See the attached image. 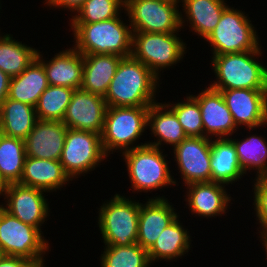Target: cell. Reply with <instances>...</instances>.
<instances>
[{
  "label": "cell",
  "instance_id": "1",
  "mask_svg": "<svg viewBox=\"0 0 267 267\" xmlns=\"http://www.w3.org/2000/svg\"><path fill=\"white\" fill-rule=\"evenodd\" d=\"M158 80L141 61L122 58L104 96L107 107H150L157 102Z\"/></svg>",
  "mask_w": 267,
  "mask_h": 267
},
{
  "label": "cell",
  "instance_id": "2",
  "mask_svg": "<svg viewBox=\"0 0 267 267\" xmlns=\"http://www.w3.org/2000/svg\"><path fill=\"white\" fill-rule=\"evenodd\" d=\"M261 51L260 47L258 50L213 55L211 66L217 80L209 87L219 92L231 89L267 90V68L258 61L263 53Z\"/></svg>",
  "mask_w": 267,
  "mask_h": 267
},
{
  "label": "cell",
  "instance_id": "3",
  "mask_svg": "<svg viewBox=\"0 0 267 267\" xmlns=\"http://www.w3.org/2000/svg\"><path fill=\"white\" fill-rule=\"evenodd\" d=\"M115 18L94 23H71L74 48L83 55L115 54L129 57L132 53V29Z\"/></svg>",
  "mask_w": 267,
  "mask_h": 267
},
{
  "label": "cell",
  "instance_id": "4",
  "mask_svg": "<svg viewBox=\"0 0 267 267\" xmlns=\"http://www.w3.org/2000/svg\"><path fill=\"white\" fill-rule=\"evenodd\" d=\"M149 107H107L104 117V127L101 133L102 147L107 156L114 150L122 153L147 145L141 143L135 146L148 127ZM132 146V147H131Z\"/></svg>",
  "mask_w": 267,
  "mask_h": 267
},
{
  "label": "cell",
  "instance_id": "5",
  "mask_svg": "<svg viewBox=\"0 0 267 267\" xmlns=\"http://www.w3.org/2000/svg\"><path fill=\"white\" fill-rule=\"evenodd\" d=\"M132 189L148 192L168 185H176L161 148L145 145L122 153ZM175 180V181H174Z\"/></svg>",
  "mask_w": 267,
  "mask_h": 267
},
{
  "label": "cell",
  "instance_id": "6",
  "mask_svg": "<svg viewBox=\"0 0 267 267\" xmlns=\"http://www.w3.org/2000/svg\"><path fill=\"white\" fill-rule=\"evenodd\" d=\"M140 203L120 194L99 208L98 224L105 245L128 246L137 243Z\"/></svg>",
  "mask_w": 267,
  "mask_h": 267
},
{
  "label": "cell",
  "instance_id": "7",
  "mask_svg": "<svg viewBox=\"0 0 267 267\" xmlns=\"http://www.w3.org/2000/svg\"><path fill=\"white\" fill-rule=\"evenodd\" d=\"M42 234L38 228L23 223L0 205V247L5 256L26 258L38 267H44L43 257L50 245Z\"/></svg>",
  "mask_w": 267,
  "mask_h": 267
},
{
  "label": "cell",
  "instance_id": "8",
  "mask_svg": "<svg viewBox=\"0 0 267 267\" xmlns=\"http://www.w3.org/2000/svg\"><path fill=\"white\" fill-rule=\"evenodd\" d=\"M245 12L227 6L215 29L205 39L213 48L212 55L258 50V34Z\"/></svg>",
  "mask_w": 267,
  "mask_h": 267
},
{
  "label": "cell",
  "instance_id": "9",
  "mask_svg": "<svg viewBox=\"0 0 267 267\" xmlns=\"http://www.w3.org/2000/svg\"><path fill=\"white\" fill-rule=\"evenodd\" d=\"M175 33L178 35V32H133L131 56L160 78V71L177 64L186 53V43Z\"/></svg>",
  "mask_w": 267,
  "mask_h": 267
},
{
  "label": "cell",
  "instance_id": "10",
  "mask_svg": "<svg viewBox=\"0 0 267 267\" xmlns=\"http://www.w3.org/2000/svg\"><path fill=\"white\" fill-rule=\"evenodd\" d=\"M179 1L176 0H125V11L132 32H180Z\"/></svg>",
  "mask_w": 267,
  "mask_h": 267
},
{
  "label": "cell",
  "instance_id": "11",
  "mask_svg": "<svg viewBox=\"0 0 267 267\" xmlns=\"http://www.w3.org/2000/svg\"><path fill=\"white\" fill-rule=\"evenodd\" d=\"M106 157L101 134L68 128L60 163L71 180L94 170Z\"/></svg>",
  "mask_w": 267,
  "mask_h": 267
},
{
  "label": "cell",
  "instance_id": "12",
  "mask_svg": "<svg viewBox=\"0 0 267 267\" xmlns=\"http://www.w3.org/2000/svg\"><path fill=\"white\" fill-rule=\"evenodd\" d=\"M211 138L187 136L174 147L183 184L211 182Z\"/></svg>",
  "mask_w": 267,
  "mask_h": 267
},
{
  "label": "cell",
  "instance_id": "13",
  "mask_svg": "<svg viewBox=\"0 0 267 267\" xmlns=\"http://www.w3.org/2000/svg\"><path fill=\"white\" fill-rule=\"evenodd\" d=\"M43 192L45 191L20 183L8 184L4 193L7 204H2L1 207L23 223L41 231V224H44L50 212Z\"/></svg>",
  "mask_w": 267,
  "mask_h": 267
},
{
  "label": "cell",
  "instance_id": "14",
  "mask_svg": "<svg viewBox=\"0 0 267 267\" xmlns=\"http://www.w3.org/2000/svg\"><path fill=\"white\" fill-rule=\"evenodd\" d=\"M238 126L254 130L267 125V90L231 89L220 91Z\"/></svg>",
  "mask_w": 267,
  "mask_h": 267
},
{
  "label": "cell",
  "instance_id": "15",
  "mask_svg": "<svg viewBox=\"0 0 267 267\" xmlns=\"http://www.w3.org/2000/svg\"><path fill=\"white\" fill-rule=\"evenodd\" d=\"M106 108L104 97L76 89L62 122L70 129L101 134Z\"/></svg>",
  "mask_w": 267,
  "mask_h": 267
},
{
  "label": "cell",
  "instance_id": "16",
  "mask_svg": "<svg viewBox=\"0 0 267 267\" xmlns=\"http://www.w3.org/2000/svg\"><path fill=\"white\" fill-rule=\"evenodd\" d=\"M199 104L204 137L229 138L238 129L233 121L221 92L206 87L201 93L192 95Z\"/></svg>",
  "mask_w": 267,
  "mask_h": 267
},
{
  "label": "cell",
  "instance_id": "17",
  "mask_svg": "<svg viewBox=\"0 0 267 267\" xmlns=\"http://www.w3.org/2000/svg\"><path fill=\"white\" fill-rule=\"evenodd\" d=\"M154 198H149L145 204L140 202L139 208L137 243L147 251L161 232L178 217L168 200L160 196Z\"/></svg>",
  "mask_w": 267,
  "mask_h": 267
},
{
  "label": "cell",
  "instance_id": "18",
  "mask_svg": "<svg viewBox=\"0 0 267 267\" xmlns=\"http://www.w3.org/2000/svg\"><path fill=\"white\" fill-rule=\"evenodd\" d=\"M67 130L62 121L37 120L24 139L26 156L60 160Z\"/></svg>",
  "mask_w": 267,
  "mask_h": 267
},
{
  "label": "cell",
  "instance_id": "19",
  "mask_svg": "<svg viewBox=\"0 0 267 267\" xmlns=\"http://www.w3.org/2000/svg\"><path fill=\"white\" fill-rule=\"evenodd\" d=\"M37 53V60L44 66L49 85L80 89L83 78V54L74 46L56 53L49 61Z\"/></svg>",
  "mask_w": 267,
  "mask_h": 267
},
{
  "label": "cell",
  "instance_id": "20",
  "mask_svg": "<svg viewBox=\"0 0 267 267\" xmlns=\"http://www.w3.org/2000/svg\"><path fill=\"white\" fill-rule=\"evenodd\" d=\"M186 186L187 197L185 200L192 214L207 218L226 213L232 199L226 192V185L215 182H201Z\"/></svg>",
  "mask_w": 267,
  "mask_h": 267
},
{
  "label": "cell",
  "instance_id": "21",
  "mask_svg": "<svg viewBox=\"0 0 267 267\" xmlns=\"http://www.w3.org/2000/svg\"><path fill=\"white\" fill-rule=\"evenodd\" d=\"M72 181L64 172L60 160L38 159L26 156L20 184L45 192L60 189Z\"/></svg>",
  "mask_w": 267,
  "mask_h": 267
},
{
  "label": "cell",
  "instance_id": "22",
  "mask_svg": "<svg viewBox=\"0 0 267 267\" xmlns=\"http://www.w3.org/2000/svg\"><path fill=\"white\" fill-rule=\"evenodd\" d=\"M122 58L115 54L83 55V78L80 89L104 97Z\"/></svg>",
  "mask_w": 267,
  "mask_h": 267
},
{
  "label": "cell",
  "instance_id": "23",
  "mask_svg": "<svg viewBox=\"0 0 267 267\" xmlns=\"http://www.w3.org/2000/svg\"><path fill=\"white\" fill-rule=\"evenodd\" d=\"M180 2L183 3V12L186 15L182 16L180 12L181 27L184 28L183 24L189 21L191 31L196 32L204 40L215 29L222 12L228 6L224 0H180ZM183 17H186V21Z\"/></svg>",
  "mask_w": 267,
  "mask_h": 267
},
{
  "label": "cell",
  "instance_id": "24",
  "mask_svg": "<svg viewBox=\"0 0 267 267\" xmlns=\"http://www.w3.org/2000/svg\"><path fill=\"white\" fill-rule=\"evenodd\" d=\"M211 182L233 184L245 176L233 142L229 138L211 139Z\"/></svg>",
  "mask_w": 267,
  "mask_h": 267
},
{
  "label": "cell",
  "instance_id": "25",
  "mask_svg": "<svg viewBox=\"0 0 267 267\" xmlns=\"http://www.w3.org/2000/svg\"><path fill=\"white\" fill-rule=\"evenodd\" d=\"M147 126L150 127L153 135L158 138L156 142L147 143V145L153 147L161 148L163 147L161 145L166 143V145L169 144L174 148L187 137L175 112L164 103L156 102L149 107Z\"/></svg>",
  "mask_w": 267,
  "mask_h": 267
},
{
  "label": "cell",
  "instance_id": "26",
  "mask_svg": "<svg viewBox=\"0 0 267 267\" xmlns=\"http://www.w3.org/2000/svg\"><path fill=\"white\" fill-rule=\"evenodd\" d=\"M48 86L44 66L35 59L20 75L11 77L8 98L35 107Z\"/></svg>",
  "mask_w": 267,
  "mask_h": 267
},
{
  "label": "cell",
  "instance_id": "27",
  "mask_svg": "<svg viewBox=\"0 0 267 267\" xmlns=\"http://www.w3.org/2000/svg\"><path fill=\"white\" fill-rule=\"evenodd\" d=\"M35 107L9 99L0 105V133L14 138L25 139L36 121Z\"/></svg>",
  "mask_w": 267,
  "mask_h": 267
},
{
  "label": "cell",
  "instance_id": "28",
  "mask_svg": "<svg viewBox=\"0 0 267 267\" xmlns=\"http://www.w3.org/2000/svg\"><path fill=\"white\" fill-rule=\"evenodd\" d=\"M179 216L159 235L154 245L148 250L150 263L161 260H173L184 256L190 247V234L183 228Z\"/></svg>",
  "mask_w": 267,
  "mask_h": 267
},
{
  "label": "cell",
  "instance_id": "29",
  "mask_svg": "<svg viewBox=\"0 0 267 267\" xmlns=\"http://www.w3.org/2000/svg\"><path fill=\"white\" fill-rule=\"evenodd\" d=\"M38 51L15 41L11 34L0 35V70L10 77L20 75L37 58Z\"/></svg>",
  "mask_w": 267,
  "mask_h": 267
},
{
  "label": "cell",
  "instance_id": "30",
  "mask_svg": "<svg viewBox=\"0 0 267 267\" xmlns=\"http://www.w3.org/2000/svg\"><path fill=\"white\" fill-rule=\"evenodd\" d=\"M25 159L24 140L0 133V177L6 185L19 183Z\"/></svg>",
  "mask_w": 267,
  "mask_h": 267
},
{
  "label": "cell",
  "instance_id": "31",
  "mask_svg": "<svg viewBox=\"0 0 267 267\" xmlns=\"http://www.w3.org/2000/svg\"><path fill=\"white\" fill-rule=\"evenodd\" d=\"M235 147L240 165L245 174L254 169L258 177H267V142L262 136L256 134L246 137L244 140L229 138Z\"/></svg>",
  "mask_w": 267,
  "mask_h": 267
},
{
  "label": "cell",
  "instance_id": "32",
  "mask_svg": "<svg viewBox=\"0 0 267 267\" xmlns=\"http://www.w3.org/2000/svg\"><path fill=\"white\" fill-rule=\"evenodd\" d=\"M75 89L49 85L35 106L38 120L62 121Z\"/></svg>",
  "mask_w": 267,
  "mask_h": 267
},
{
  "label": "cell",
  "instance_id": "33",
  "mask_svg": "<svg viewBox=\"0 0 267 267\" xmlns=\"http://www.w3.org/2000/svg\"><path fill=\"white\" fill-rule=\"evenodd\" d=\"M101 267H149L148 251L138 243L128 246L105 245Z\"/></svg>",
  "mask_w": 267,
  "mask_h": 267
},
{
  "label": "cell",
  "instance_id": "34",
  "mask_svg": "<svg viewBox=\"0 0 267 267\" xmlns=\"http://www.w3.org/2000/svg\"><path fill=\"white\" fill-rule=\"evenodd\" d=\"M125 9V0H86L71 23H94L117 17Z\"/></svg>",
  "mask_w": 267,
  "mask_h": 267
},
{
  "label": "cell",
  "instance_id": "35",
  "mask_svg": "<svg viewBox=\"0 0 267 267\" xmlns=\"http://www.w3.org/2000/svg\"><path fill=\"white\" fill-rule=\"evenodd\" d=\"M167 105L175 112L187 136L204 137L201 110L198 101L192 95L187 96L183 102Z\"/></svg>",
  "mask_w": 267,
  "mask_h": 267
},
{
  "label": "cell",
  "instance_id": "36",
  "mask_svg": "<svg viewBox=\"0 0 267 267\" xmlns=\"http://www.w3.org/2000/svg\"><path fill=\"white\" fill-rule=\"evenodd\" d=\"M254 183V210L259 220L260 237L267 236V177H255Z\"/></svg>",
  "mask_w": 267,
  "mask_h": 267
},
{
  "label": "cell",
  "instance_id": "37",
  "mask_svg": "<svg viewBox=\"0 0 267 267\" xmlns=\"http://www.w3.org/2000/svg\"><path fill=\"white\" fill-rule=\"evenodd\" d=\"M46 4L50 7L53 8H65V9H69L70 12L72 11V13L74 12V14L77 13V11L82 7L83 3L86 0H45Z\"/></svg>",
  "mask_w": 267,
  "mask_h": 267
},
{
  "label": "cell",
  "instance_id": "38",
  "mask_svg": "<svg viewBox=\"0 0 267 267\" xmlns=\"http://www.w3.org/2000/svg\"><path fill=\"white\" fill-rule=\"evenodd\" d=\"M0 267H38L33 261L14 256H3L0 259Z\"/></svg>",
  "mask_w": 267,
  "mask_h": 267
},
{
  "label": "cell",
  "instance_id": "39",
  "mask_svg": "<svg viewBox=\"0 0 267 267\" xmlns=\"http://www.w3.org/2000/svg\"><path fill=\"white\" fill-rule=\"evenodd\" d=\"M11 77L0 70V105L8 97Z\"/></svg>",
  "mask_w": 267,
  "mask_h": 267
},
{
  "label": "cell",
  "instance_id": "40",
  "mask_svg": "<svg viewBox=\"0 0 267 267\" xmlns=\"http://www.w3.org/2000/svg\"><path fill=\"white\" fill-rule=\"evenodd\" d=\"M6 183L0 177V195L4 197V193L6 191Z\"/></svg>",
  "mask_w": 267,
  "mask_h": 267
},
{
  "label": "cell",
  "instance_id": "41",
  "mask_svg": "<svg viewBox=\"0 0 267 267\" xmlns=\"http://www.w3.org/2000/svg\"><path fill=\"white\" fill-rule=\"evenodd\" d=\"M263 241V245H264V248H265V251H266V257H267V236H261V239Z\"/></svg>",
  "mask_w": 267,
  "mask_h": 267
},
{
  "label": "cell",
  "instance_id": "42",
  "mask_svg": "<svg viewBox=\"0 0 267 267\" xmlns=\"http://www.w3.org/2000/svg\"><path fill=\"white\" fill-rule=\"evenodd\" d=\"M4 256L3 252H2V249L0 247V259Z\"/></svg>",
  "mask_w": 267,
  "mask_h": 267
}]
</instances>
